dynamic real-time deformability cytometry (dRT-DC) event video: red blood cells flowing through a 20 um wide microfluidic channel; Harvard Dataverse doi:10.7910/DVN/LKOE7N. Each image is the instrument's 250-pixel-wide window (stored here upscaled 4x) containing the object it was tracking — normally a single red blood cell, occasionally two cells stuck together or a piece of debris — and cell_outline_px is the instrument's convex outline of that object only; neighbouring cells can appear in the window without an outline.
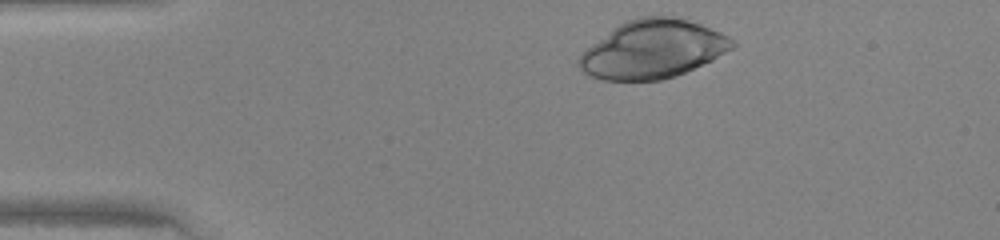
{"species": "human", "species_latin": "Homo sapiens", "temperature_condition": "warm", "stored_images_in_passage": 32, "camera_frame_rate_fps": 3000, "um_per_image_px": 0.085, "donor": {"sex": "female"}, "frame": {"image": 1, "passage_image": 1, "time_ms": 0.0, "image_size_px": [1000, 240], "cell_outline_px": [[736, 44], [732, 48], [712, 60], [676, 76], [660, 80], [604, 80], [592, 76], [584, 72], [576, 64], [576, 60], [592, 44], [620, 24], [628, 20], [640, 16], [672, 16], [688, 20], [700, 24], [720, 32], [736, 40]], "centroid_in_image_um": [55.5, 4.19], "position_along_channel_um": 29.5, "area_um2": 51.56}}
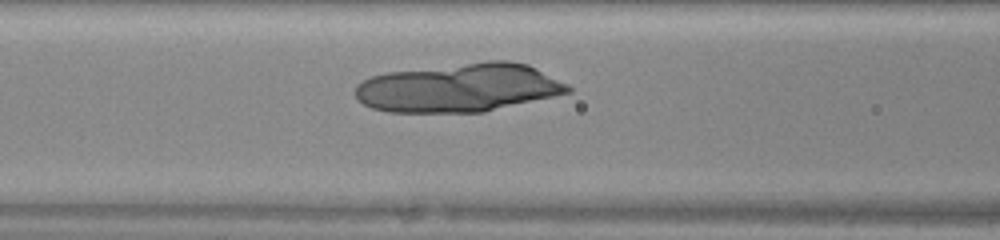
{"frame": {"image": 2, "passage_image": 12, "time_ms": 3.667, "image_size_px": [1000, 240], "cell_outline_px": [[572, 92], [484, 112], [388, 112], [372, 108], [364, 104], [356, 96], [356, 84], [372, 76], [388, 72], [488, 60], [508, 60], [528, 64], [568, 84], [572, 88]], "centroid_in_image_um": [39.05, 7.45], "position_along_channel_um": 127.5, "area_um2": 60.17}}
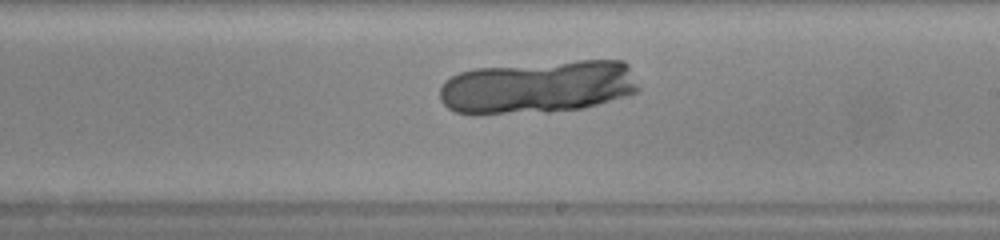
{"frame": {"image": 3, "passage_image": 20, "time_ms": 6.333, "image_size_px": [1000, 240], "cell_outline_px": [[640, 88], [636, 92], [624, 96], [596, 104], [580, 108], [548, 112], [476, 116], [472, 116], [456, 112], [448, 108], [440, 100], [440, 88], [444, 80], [460, 72], [476, 68], [576, 60], [624, 60], [628, 64]], "centroid_in_image_um": [45.67, 7.41], "position_along_channel_um": 243.3, "area_um2": 62.14}}